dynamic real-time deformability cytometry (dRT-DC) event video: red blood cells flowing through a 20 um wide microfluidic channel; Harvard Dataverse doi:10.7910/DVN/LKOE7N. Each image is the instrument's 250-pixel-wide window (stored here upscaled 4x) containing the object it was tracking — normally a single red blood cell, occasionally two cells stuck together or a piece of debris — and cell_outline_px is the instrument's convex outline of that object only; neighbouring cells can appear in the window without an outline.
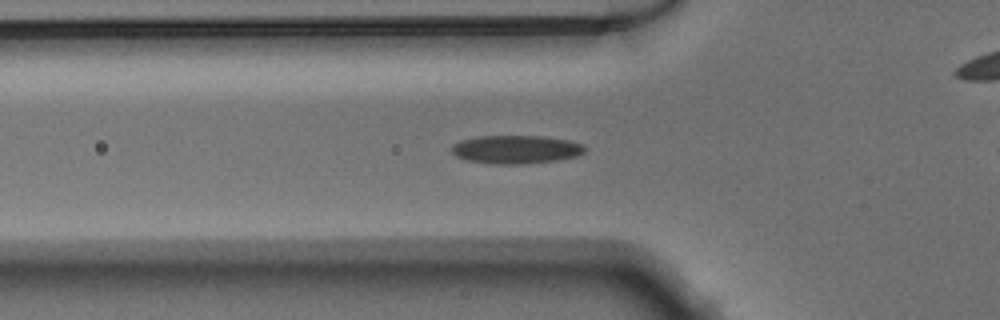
{"species": "Egyptian fruit bat (a non-hibernating species)", "species_latin": "Rousettus aegyptiacus", "temperature_condition": "warm", "stored_images_in_passage": 49, "camera_frame_rate_fps": 3000, "um_per_image_px": 0.085, "animal": {"sex": "male"}, "frame": {"image": 1, "passage_image": 18, "time_ms": 5.667, "image_size_px": [1000, 320], "cell_outline_px": [[588, 148], [584, 152], [576, 156], [556, 160], [520, 164], [500, 164], [468, 160], [456, 156], [452, 152], [452, 144], [460, 140], [480, 136], [540, 136], [568, 140], [584, 144]], "centroid_in_image_um": [43.88, 12.69], "position_along_channel_um": 81.9, "area_um2": 21.85}}
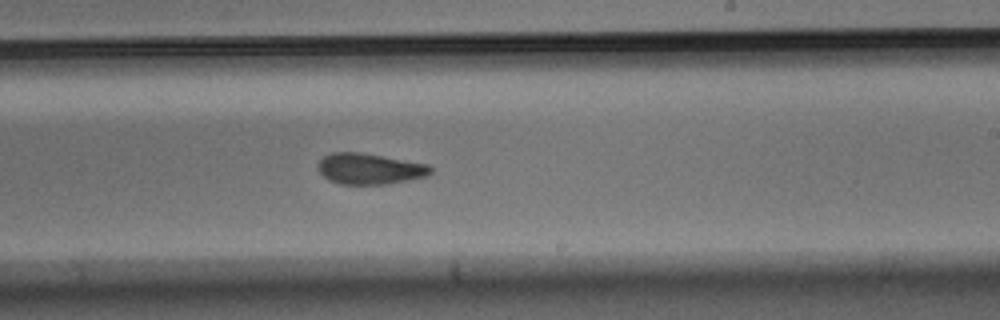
{"frame": {"image": 2, "passage_image": 31, "time_ms": 10.0, "image_size_px": [1000, 320], "cell_outline_px": [[432, 172], [428, 176], [388, 184], [340, 184], [328, 180], [316, 168], [320, 160], [324, 156], [332, 152], [360, 152], [428, 164], [432, 168]], "centroid_in_image_um": [31.41, 14.35], "position_along_channel_um": 257.6, "area_um2": 20.35}}
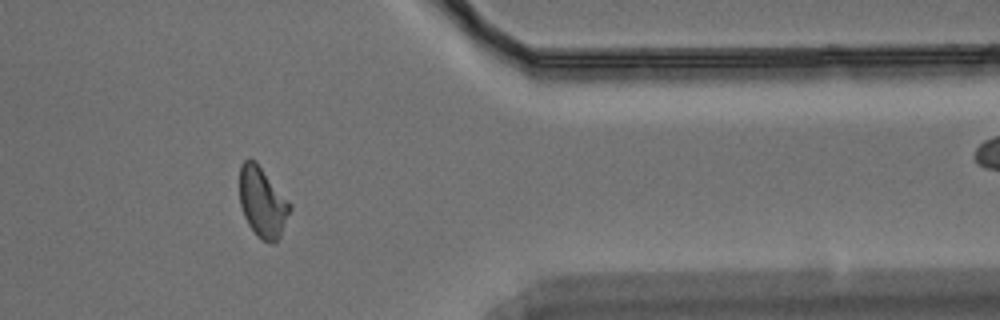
{"frame": {"image": 3, "passage_image": 42, "time_ms": 13.667, "image_size_px": [1000, 320], "cell_outline_px": [[292, 208], [280, 236], [272, 244], [260, 240], [256, 236], [248, 224], [244, 216], [240, 204], [240, 164], [244, 160], [256, 160], [292, 204]], "centroid_in_image_um": [22.32, 17.2], "position_along_channel_um": 389.1, "area_um2": 20.81}}